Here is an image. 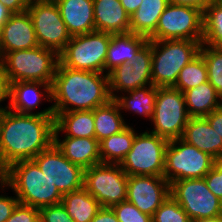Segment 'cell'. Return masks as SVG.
Wrapping results in <instances>:
<instances>
[{
	"label": "cell",
	"instance_id": "cell-32",
	"mask_svg": "<svg viewBox=\"0 0 222 222\" xmlns=\"http://www.w3.org/2000/svg\"><path fill=\"white\" fill-rule=\"evenodd\" d=\"M208 81L206 63L199 53L180 72L173 88L182 93Z\"/></svg>",
	"mask_w": 222,
	"mask_h": 222
},
{
	"label": "cell",
	"instance_id": "cell-38",
	"mask_svg": "<svg viewBox=\"0 0 222 222\" xmlns=\"http://www.w3.org/2000/svg\"><path fill=\"white\" fill-rule=\"evenodd\" d=\"M204 179L209 190L222 201V160L214 162L212 169Z\"/></svg>",
	"mask_w": 222,
	"mask_h": 222
},
{
	"label": "cell",
	"instance_id": "cell-44",
	"mask_svg": "<svg viewBox=\"0 0 222 222\" xmlns=\"http://www.w3.org/2000/svg\"><path fill=\"white\" fill-rule=\"evenodd\" d=\"M9 98V83L2 61L0 60V102ZM0 108H3L0 105Z\"/></svg>",
	"mask_w": 222,
	"mask_h": 222
},
{
	"label": "cell",
	"instance_id": "cell-42",
	"mask_svg": "<svg viewBox=\"0 0 222 222\" xmlns=\"http://www.w3.org/2000/svg\"><path fill=\"white\" fill-rule=\"evenodd\" d=\"M90 222H119L111 207H102Z\"/></svg>",
	"mask_w": 222,
	"mask_h": 222
},
{
	"label": "cell",
	"instance_id": "cell-10",
	"mask_svg": "<svg viewBox=\"0 0 222 222\" xmlns=\"http://www.w3.org/2000/svg\"><path fill=\"white\" fill-rule=\"evenodd\" d=\"M203 39V12L195 7L170 4L161 14L156 30L148 40Z\"/></svg>",
	"mask_w": 222,
	"mask_h": 222
},
{
	"label": "cell",
	"instance_id": "cell-7",
	"mask_svg": "<svg viewBox=\"0 0 222 222\" xmlns=\"http://www.w3.org/2000/svg\"><path fill=\"white\" fill-rule=\"evenodd\" d=\"M216 160L181 138L169 140L165 151V168L163 176L174 181L204 178L212 169Z\"/></svg>",
	"mask_w": 222,
	"mask_h": 222
},
{
	"label": "cell",
	"instance_id": "cell-23",
	"mask_svg": "<svg viewBox=\"0 0 222 222\" xmlns=\"http://www.w3.org/2000/svg\"><path fill=\"white\" fill-rule=\"evenodd\" d=\"M147 41V37L134 33L111 34L105 59L107 74L116 67L132 61L135 54Z\"/></svg>",
	"mask_w": 222,
	"mask_h": 222
},
{
	"label": "cell",
	"instance_id": "cell-8",
	"mask_svg": "<svg viewBox=\"0 0 222 222\" xmlns=\"http://www.w3.org/2000/svg\"><path fill=\"white\" fill-rule=\"evenodd\" d=\"M169 140L152 132L135 134L131 150L120 166L128 176H163Z\"/></svg>",
	"mask_w": 222,
	"mask_h": 222
},
{
	"label": "cell",
	"instance_id": "cell-20",
	"mask_svg": "<svg viewBox=\"0 0 222 222\" xmlns=\"http://www.w3.org/2000/svg\"><path fill=\"white\" fill-rule=\"evenodd\" d=\"M182 140L212 156L222 160V137L210 126L205 117H192L187 122Z\"/></svg>",
	"mask_w": 222,
	"mask_h": 222
},
{
	"label": "cell",
	"instance_id": "cell-31",
	"mask_svg": "<svg viewBox=\"0 0 222 222\" xmlns=\"http://www.w3.org/2000/svg\"><path fill=\"white\" fill-rule=\"evenodd\" d=\"M202 43L222 48V0H215L203 12Z\"/></svg>",
	"mask_w": 222,
	"mask_h": 222
},
{
	"label": "cell",
	"instance_id": "cell-16",
	"mask_svg": "<svg viewBox=\"0 0 222 222\" xmlns=\"http://www.w3.org/2000/svg\"><path fill=\"white\" fill-rule=\"evenodd\" d=\"M169 195L170 183L164 176H128L126 200L142 213L153 217Z\"/></svg>",
	"mask_w": 222,
	"mask_h": 222
},
{
	"label": "cell",
	"instance_id": "cell-26",
	"mask_svg": "<svg viewBox=\"0 0 222 222\" xmlns=\"http://www.w3.org/2000/svg\"><path fill=\"white\" fill-rule=\"evenodd\" d=\"M169 5V0H142L139 8L130 17V33L149 37L159 18Z\"/></svg>",
	"mask_w": 222,
	"mask_h": 222
},
{
	"label": "cell",
	"instance_id": "cell-36",
	"mask_svg": "<svg viewBox=\"0 0 222 222\" xmlns=\"http://www.w3.org/2000/svg\"><path fill=\"white\" fill-rule=\"evenodd\" d=\"M39 211L40 222H75L62 203L42 207Z\"/></svg>",
	"mask_w": 222,
	"mask_h": 222
},
{
	"label": "cell",
	"instance_id": "cell-37",
	"mask_svg": "<svg viewBox=\"0 0 222 222\" xmlns=\"http://www.w3.org/2000/svg\"><path fill=\"white\" fill-rule=\"evenodd\" d=\"M6 222H40V211L33 206L18 203Z\"/></svg>",
	"mask_w": 222,
	"mask_h": 222
},
{
	"label": "cell",
	"instance_id": "cell-18",
	"mask_svg": "<svg viewBox=\"0 0 222 222\" xmlns=\"http://www.w3.org/2000/svg\"><path fill=\"white\" fill-rule=\"evenodd\" d=\"M54 144L70 162L84 170L101 164L100 146L96 138L65 136L61 141L59 133H54Z\"/></svg>",
	"mask_w": 222,
	"mask_h": 222
},
{
	"label": "cell",
	"instance_id": "cell-9",
	"mask_svg": "<svg viewBox=\"0 0 222 222\" xmlns=\"http://www.w3.org/2000/svg\"><path fill=\"white\" fill-rule=\"evenodd\" d=\"M190 118L181 91L173 87H157L154 114L151 118L154 127L150 132L167 140L182 138Z\"/></svg>",
	"mask_w": 222,
	"mask_h": 222
},
{
	"label": "cell",
	"instance_id": "cell-13",
	"mask_svg": "<svg viewBox=\"0 0 222 222\" xmlns=\"http://www.w3.org/2000/svg\"><path fill=\"white\" fill-rule=\"evenodd\" d=\"M27 11L32 19L39 46L58 54L71 39L56 3L33 2Z\"/></svg>",
	"mask_w": 222,
	"mask_h": 222
},
{
	"label": "cell",
	"instance_id": "cell-28",
	"mask_svg": "<svg viewBox=\"0 0 222 222\" xmlns=\"http://www.w3.org/2000/svg\"><path fill=\"white\" fill-rule=\"evenodd\" d=\"M61 203L75 222H90L102 208L84 187L64 194Z\"/></svg>",
	"mask_w": 222,
	"mask_h": 222
},
{
	"label": "cell",
	"instance_id": "cell-27",
	"mask_svg": "<svg viewBox=\"0 0 222 222\" xmlns=\"http://www.w3.org/2000/svg\"><path fill=\"white\" fill-rule=\"evenodd\" d=\"M120 111L114 99L94 109L95 138L99 142L121 132L128 126Z\"/></svg>",
	"mask_w": 222,
	"mask_h": 222
},
{
	"label": "cell",
	"instance_id": "cell-47",
	"mask_svg": "<svg viewBox=\"0 0 222 222\" xmlns=\"http://www.w3.org/2000/svg\"><path fill=\"white\" fill-rule=\"evenodd\" d=\"M5 177H6V169L2 166L0 162V187L3 189L4 187L6 188L5 184Z\"/></svg>",
	"mask_w": 222,
	"mask_h": 222
},
{
	"label": "cell",
	"instance_id": "cell-11",
	"mask_svg": "<svg viewBox=\"0 0 222 222\" xmlns=\"http://www.w3.org/2000/svg\"><path fill=\"white\" fill-rule=\"evenodd\" d=\"M170 195L191 221L222 216V201L209 190L204 178L174 181L170 183Z\"/></svg>",
	"mask_w": 222,
	"mask_h": 222
},
{
	"label": "cell",
	"instance_id": "cell-15",
	"mask_svg": "<svg viewBox=\"0 0 222 222\" xmlns=\"http://www.w3.org/2000/svg\"><path fill=\"white\" fill-rule=\"evenodd\" d=\"M152 40H148L129 63H124L109 74V92L115 99L119 91L128 92L147 85H152ZM115 92V93H114Z\"/></svg>",
	"mask_w": 222,
	"mask_h": 222
},
{
	"label": "cell",
	"instance_id": "cell-45",
	"mask_svg": "<svg viewBox=\"0 0 222 222\" xmlns=\"http://www.w3.org/2000/svg\"><path fill=\"white\" fill-rule=\"evenodd\" d=\"M125 9L126 13L131 17L133 13L139 8L142 0H119Z\"/></svg>",
	"mask_w": 222,
	"mask_h": 222
},
{
	"label": "cell",
	"instance_id": "cell-30",
	"mask_svg": "<svg viewBox=\"0 0 222 222\" xmlns=\"http://www.w3.org/2000/svg\"><path fill=\"white\" fill-rule=\"evenodd\" d=\"M126 94L129 96L124 94V96H117L114 99L118 103L120 110L133 111L136 114L149 117L151 120L154 114L157 87L147 85L128 91Z\"/></svg>",
	"mask_w": 222,
	"mask_h": 222
},
{
	"label": "cell",
	"instance_id": "cell-46",
	"mask_svg": "<svg viewBox=\"0 0 222 222\" xmlns=\"http://www.w3.org/2000/svg\"><path fill=\"white\" fill-rule=\"evenodd\" d=\"M13 13L0 2V29Z\"/></svg>",
	"mask_w": 222,
	"mask_h": 222
},
{
	"label": "cell",
	"instance_id": "cell-48",
	"mask_svg": "<svg viewBox=\"0 0 222 222\" xmlns=\"http://www.w3.org/2000/svg\"><path fill=\"white\" fill-rule=\"evenodd\" d=\"M192 222H222V216L209 218V219L195 220V221H192Z\"/></svg>",
	"mask_w": 222,
	"mask_h": 222
},
{
	"label": "cell",
	"instance_id": "cell-4",
	"mask_svg": "<svg viewBox=\"0 0 222 222\" xmlns=\"http://www.w3.org/2000/svg\"><path fill=\"white\" fill-rule=\"evenodd\" d=\"M0 60L9 84L19 81L52 84L59 63V54L52 49L37 46L8 52Z\"/></svg>",
	"mask_w": 222,
	"mask_h": 222
},
{
	"label": "cell",
	"instance_id": "cell-25",
	"mask_svg": "<svg viewBox=\"0 0 222 222\" xmlns=\"http://www.w3.org/2000/svg\"><path fill=\"white\" fill-rule=\"evenodd\" d=\"M69 137L95 138L94 110L59 113L55 117L54 133Z\"/></svg>",
	"mask_w": 222,
	"mask_h": 222
},
{
	"label": "cell",
	"instance_id": "cell-49",
	"mask_svg": "<svg viewBox=\"0 0 222 222\" xmlns=\"http://www.w3.org/2000/svg\"><path fill=\"white\" fill-rule=\"evenodd\" d=\"M58 0H33V2L38 3H56Z\"/></svg>",
	"mask_w": 222,
	"mask_h": 222
},
{
	"label": "cell",
	"instance_id": "cell-1",
	"mask_svg": "<svg viewBox=\"0 0 222 222\" xmlns=\"http://www.w3.org/2000/svg\"><path fill=\"white\" fill-rule=\"evenodd\" d=\"M55 117L52 106L33 114L5 109L0 126V162L32 160L54 143Z\"/></svg>",
	"mask_w": 222,
	"mask_h": 222
},
{
	"label": "cell",
	"instance_id": "cell-14",
	"mask_svg": "<svg viewBox=\"0 0 222 222\" xmlns=\"http://www.w3.org/2000/svg\"><path fill=\"white\" fill-rule=\"evenodd\" d=\"M32 160L62 195L83 188L84 169L70 162L54 143Z\"/></svg>",
	"mask_w": 222,
	"mask_h": 222
},
{
	"label": "cell",
	"instance_id": "cell-35",
	"mask_svg": "<svg viewBox=\"0 0 222 222\" xmlns=\"http://www.w3.org/2000/svg\"><path fill=\"white\" fill-rule=\"evenodd\" d=\"M119 222H153L152 217L142 213L135 205L127 200L111 207Z\"/></svg>",
	"mask_w": 222,
	"mask_h": 222
},
{
	"label": "cell",
	"instance_id": "cell-3",
	"mask_svg": "<svg viewBox=\"0 0 222 222\" xmlns=\"http://www.w3.org/2000/svg\"><path fill=\"white\" fill-rule=\"evenodd\" d=\"M6 187L13 189L19 203L42 208L61 203L63 195L33 160H22L6 168Z\"/></svg>",
	"mask_w": 222,
	"mask_h": 222
},
{
	"label": "cell",
	"instance_id": "cell-19",
	"mask_svg": "<svg viewBox=\"0 0 222 222\" xmlns=\"http://www.w3.org/2000/svg\"><path fill=\"white\" fill-rule=\"evenodd\" d=\"M56 5L71 37L95 31L93 0H58Z\"/></svg>",
	"mask_w": 222,
	"mask_h": 222
},
{
	"label": "cell",
	"instance_id": "cell-5",
	"mask_svg": "<svg viewBox=\"0 0 222 222\" xmlns=\"http://www.w3.org/2000/svg\"><path fill=\"white\" fill-rule=\"evenodd\" d=\"M202 41H152L151 79L155 87H173L179 72L198 54Z\"/></svg>",
	"mask_w": 222,
	"mask_h": 222
},
{
	"label": "cell",
	"instance_id": "cell-33",
	"mask_svg": "<svg viewBox=\"0 0 222 222\" xmlns=\"http://www.w3.org/2000/svg\"><path fill=\"white\" fill-rule=\"evenodd\" d=\"M199 53L206 63L208 82L222 98V48L201 44Z\"/></svg>",
	"mask_w": 222,
	"mask_h": 222
},
{
	"label": "cell",
	"instance_id": "cell-43",
	"mask_svg": "<svg viewBox=\"0 0 222 222\" xmlns=\"http://www.w3.org/2000/svg\"><path fill=\"white\" fill-rule=\"evenodd\" d=\"M215 0H169L170 4H177L189 7H195L204 12L207 7Z\"/></svg>",
	"mask_w": 222,
	"mask_h": 222
},
{
	"label": "cell",
	"instance_id": "cell-22",
	"mask_svg": "<svg viewBox=\"0 0 222 222\" xmlns=\"http://www.w3.org/2000/svg\"><path fill=\"white\" fill-rule=\"evenodd\" d=\"M51 85L42 82L19 81L9 84V104L8 109L18 112L33 114L34 110L42 101V97L46 96L44 100H51ZM39 88H43L42 93Z\"/></svg>",
	"mask_w": 222,
	"mask_h": 222
},
{
	"label": "cell",
	"instance_id": "cell-2",
	"mask_svg": "<svg viewBox=\"0 0 222 222\" xmlns=\"http://www.w3.org/2000/svg\"><path fill=\"white\" fill-rule=\"evenodd\" d=\"M104 74L70 69L59 62L51 85L54 117L64 112L94 110L108 103L109 77Z\"/></svg>",
	"mask_w": 222,
	"mask_h": 222
},
{
	"label": "cell",
	"instance_id": "cell-24",
	"mask_svg": "<svg viewBox=\"0 0 222 222\" xmlns=\"http://www.w3.org/2000/svg\"><path fill=\"white\" fill-rule=\"evenodd\" d=\"M189 116L205 117L222 105V98L207 81L184 93Z\"/></svg>",
	"mask_w": 222,
	"mask_h": 222
},
{
	"label": "cell",
	"instance_id": "cell-50",
	"mask_svg": "<svg viewBox=\"0 0 222 222\" xmlns=\"http://www.w3.org/2000/svg\"><path fill=\"white\" fill-rule=\"evenodd\" d=\"M8 108V105H6L4 108H0V126H1V121L5 112V109Z\"/></svg>",
	"mask_w": 222,
	"mask_h": 222
},
{
	"label": "cell",
	"instance_id": "cell-17",
	"mask_svg": "<svg viewBox=\"0 0 222 222\" xmlns=\"http://www.w3.org/2000/svg\"><path fill=\"white\" fill-rule=\"evenodd\" d=\"M39 46L28 11L13 13L0 29V58L12 51Z\"/></svg>",
	"mask_w": 222,
	"mask_h": 222
},
{
	"label": "cell",
	"instance_id": "cell-6",
	"mask_svg": "<svg viewBox=\"0 0 222 222\" xmlns=\"http://www.w3.org/2000/svg\"><path fill=\"white\" fill-rule=\"evenodd\" d=\"M110 40V33L100 31L72 36L59 53V62L74 70L104 73Z\"/></svg>",
	"mask_w": 222,
	"mask_h": 222
},
{
	"label": "cell",
	"instance_id": "cell-12",
	"mask_svg": "<svg viewBox=\"0 0 222 222\" xmlns=\"http://www.w3.org/2000/svg\"><path fill=\"white\" fill-rule=\"evenodd\" d=\"M128 175L120 164H98L84 170L83 187L102 207L127 199Z\"/></svg>",
	"mask_w": 222,
	"mask_h": 222
},
{
	"label": "cell",
	"instance_id": "cell-29",
	"mask_svg": "<svg viewBox=\"0 0 222 222\" xmlns=\"http://www.w3.org/2000/svg\"><path fill=\"white\" fill-rule=\"evenodd\" d=\"M135 130L129 125L121 132L111 135L99 142L101 163L121 164L131 150Z\"/></svg>",
	"mask_w": 222,
	"mask_h": 222
},
{
	"label": "cell",
	"instance_id": "cell-41",
	"mask_svg": "<svg viewBox=\"0 0 222 222\" xmlns=\"http://www.w3.org/2000/svg\"><path fill=\"white\" fill-rule=\"evenodd\" d=\"M210 126L222 137V105L205 116Z\"/></svg>",
	"mask_w": 222,
	"mask_h": 222
},
{
	"label": "cell",
	"instance_id": "cell-34",
	"mask_svg": "<svg viewBox=\"0 0 222 222\" xmlns=\"http://www.w3.org/2000/svg\"><path fill=\"white\" fill-rule=\"evenodd\" d=\"M152 221L192 222L188 214L171 195H169L162 205L155 211Z\"/></svg>",
	"mask_w": 222,
	"mask_h": 222
},
{
	"label": "cell",
	"instance_id": "cell-39",
	"mask_svg": "<svg viewBox=\"0 0 222 222\" xmlns=\"http://www.w3.org/2000/svg\"><path fill=\"white\" fill-rule=\"evenodd\" d=\"M19 203L17 197L0 195V222H6Z\"/></svg>",
	"mask_w": 222,
	"mask_h": 222
},
{
	"label": "cell",
	"instance_id": "cell-40",
	"mask_svg": "<svg viewBox=\"0 0 222 222\" xmlns=\"http://www.w3.org/2000/svg\"><path fill=\"white\" fill-rule=\"evenodd\" d=\"M0 2L12 13H21L27 11L33 0H0Z\"/></svg>",
	"mask_w": 222,
	"mask_h": 222
},
{
	"label": "cell",
	"instance_id": "cell-21",
	"mask_svg": "<svg viewBox=\"0 0 222 222\" xmlns=\"http://www.w3.org/2000/svg\"><path fill=\"white\" fill-rule=\"evenodd\" d=\"M95 31L130 33V16L119 0H93Z\"/></svg>",
	"mask_w": 222,
	"mask_h": 222
}]
</instances>
